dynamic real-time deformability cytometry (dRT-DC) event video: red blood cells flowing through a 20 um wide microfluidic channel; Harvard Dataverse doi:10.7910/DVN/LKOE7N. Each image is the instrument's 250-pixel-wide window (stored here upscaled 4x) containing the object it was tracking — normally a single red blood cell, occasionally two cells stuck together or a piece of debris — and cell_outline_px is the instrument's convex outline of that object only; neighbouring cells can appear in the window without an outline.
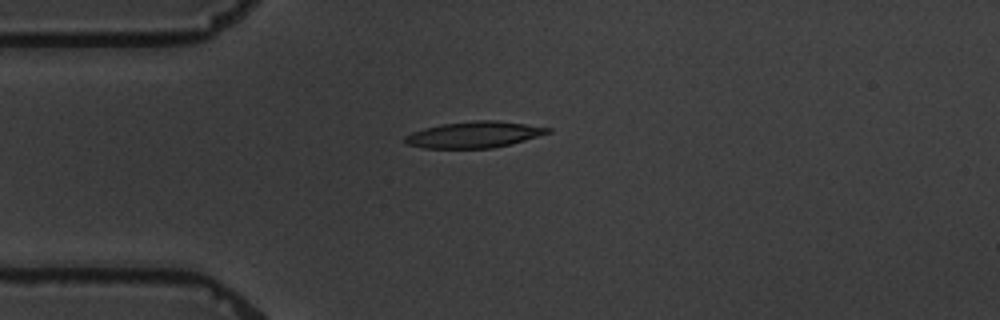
{"species": "common noctule bat (a hibernating species)", "species_latin": "Nyctalus noctula", "temperature_condition": "warm", "stored_images_in_passage": 2, "camera_frame_rate_fps": 3000, "um_per_image_px": 0.085, "animal": {"sex": "male", "body_mass_g": 19.5, "forearm_length_mm": 54.6}, "frame": {"image": 1, "passage_image": 1, "time_ms": 0.0, "image_size_px": [1000, 320], "cell_outline_px": [[552, 132], [524, 140], [492, 148], [424, 148], [408, 144], [404, 140], [404, 136], [412, 132], [424, 128], [440, 124], [476, 120], [496, 120], [552, 128]], "centroid_in_image_um": [40.28, 11.44], "position_along_channel_um": 44.7, "area_um2": 21.68}}
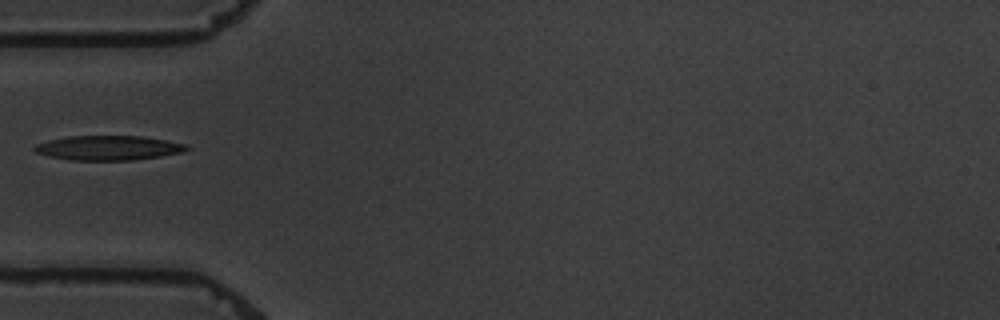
{"frame": {"image": 2, "passage_image": 2, "time_ms": 1.333, "image_size_px": [1000, 320], "cell_outline_px": [[192, 148], [184, 152], [160, 156], [132, 160], [72, 160], [48, 156], [36, 152], [32, 148], [36, 144], [48, 140], [68, 136], [140, 136], [188, 144]], "centroid_in_image_um": [9.23, 12.57], "position_along_channel_um": 75.8, "area_um2": 21.79}}